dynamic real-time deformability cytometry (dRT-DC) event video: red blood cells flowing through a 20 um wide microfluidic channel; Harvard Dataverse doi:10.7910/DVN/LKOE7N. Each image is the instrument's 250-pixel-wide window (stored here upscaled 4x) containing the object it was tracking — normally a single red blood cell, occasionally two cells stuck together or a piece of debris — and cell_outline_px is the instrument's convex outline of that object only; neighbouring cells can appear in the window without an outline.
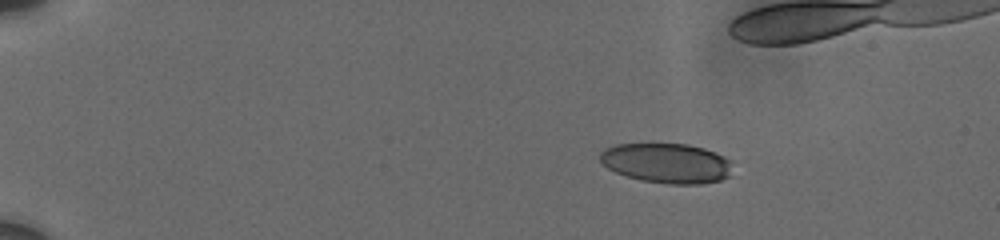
{"species": "human", "species_latin": "Homo sapiens", "temperature_condition": "cold", "stored_images_in_passage": 48, "camera_frame_rate_fps": 3000, "um_per_image_px": 0.085, "donor": {"sex": "male"}, "frame": {"image": 1, "passage_image": 1, "time_ms": 0.0, "image_size_px": [1000, 240], "cell_outline_px": [[732, 176], [720, 180], [700, 184], [668, 184], [640, 180], [616, 172], [608, 168], [600, 160], [600, 152], [604, 148], [616, 144], [688, 144], [704, 148], [716, 152], [732, 160]], "centroid_in_image_um": [56.72, 13.87], "position_along_channel_um": 28.3, "area_um2": 31.1}}
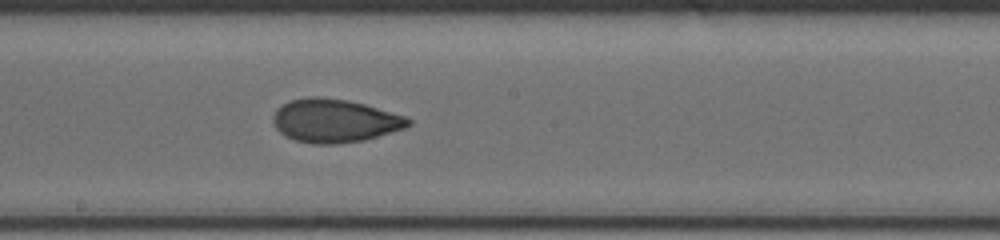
{"frame": {"image": 2, "passage_image": 27, "time_ms": 8.0, "image_size_px": [1000, 240], "cell_outline_px": [[412, 124], [404, 128], [364, 140], [336, 144], [312, 144], [296, 140], [284, 136], [276, 128], [272, 120], [272, 116], [276, 108], [292, 100], [308, 96], [320, 96], [348, 100], [364, 104], [404, 116], [412, 120]], "centroid_in_image_um": [28.41, 10.26], "position_along_channel_um": 219.8, "area_um2": 34.16}}
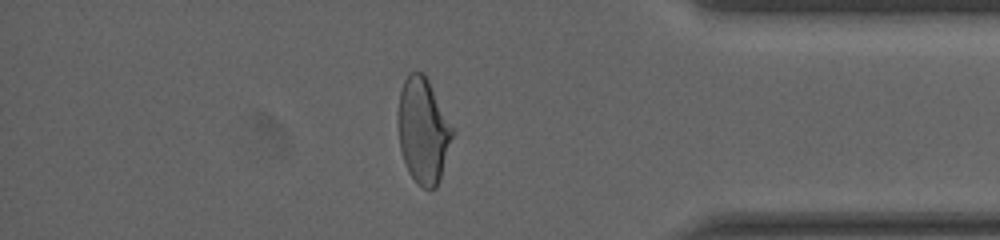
{"frame": {"image": 3, "passage_image": 46, "time_ms": 13.333, "image_size_px": [1000, 240], "cell_outline_px": [[452, 136], [440, 180], [436, 188], [424, 188], [416, 184], [408, 172], [400, 148], [396, 120], [396, 112], [400, 92], [404, 80], [408, 72], [424, 72], [452, 128]], "centroid_in_image_um": [35.91, 11.1], "position_along_channel_um": 399.3, "area_um2": 33.29}}